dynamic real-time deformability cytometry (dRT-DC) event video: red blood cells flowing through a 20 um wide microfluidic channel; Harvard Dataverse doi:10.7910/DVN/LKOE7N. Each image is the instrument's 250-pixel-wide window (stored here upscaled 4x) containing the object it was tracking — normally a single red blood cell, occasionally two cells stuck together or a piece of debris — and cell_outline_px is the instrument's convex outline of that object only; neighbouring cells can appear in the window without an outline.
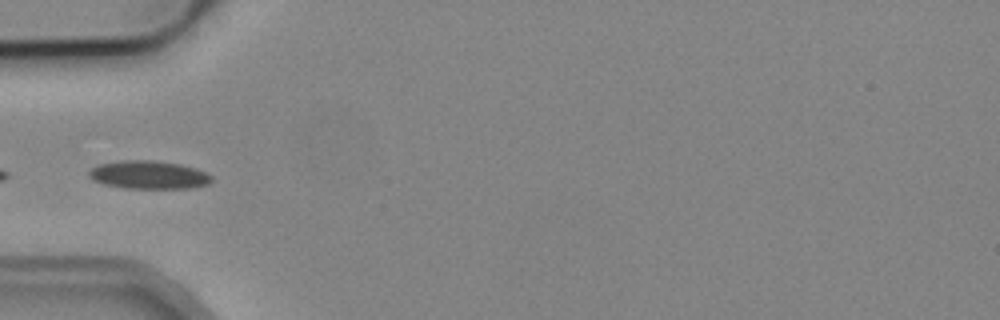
{"species": "common noctule bat (a hibernating species)", "species_latin": "Nyctalus noctula", "temperature_condition": "cold", "stored_images_in_passage": 3, "camera_frame_rate_fps": 3000, "um_per_image_px": 0.085, "animal": {"sex": "male", "body_mass_g": 19.2, "forearm_length_mm": 51.8}, "frame": {"image": 1, "passage_image": 1, "time_ms": 0.0, "image_size_px": [1000, 320], "cell_outline_px": [[212, 180], [208, 184], [192, 188], [124, 188], [104, 184], [92, 180], [88, 176], [88, 172], [92, 168], [100, 164], [120, 160], [152, 160], [180, 164], [196, 168], [212, 176]], "centroid_in_image_um": [12.63, 14.86], "position_along_channel_um": 72.4, "area_um2": 20.17}}